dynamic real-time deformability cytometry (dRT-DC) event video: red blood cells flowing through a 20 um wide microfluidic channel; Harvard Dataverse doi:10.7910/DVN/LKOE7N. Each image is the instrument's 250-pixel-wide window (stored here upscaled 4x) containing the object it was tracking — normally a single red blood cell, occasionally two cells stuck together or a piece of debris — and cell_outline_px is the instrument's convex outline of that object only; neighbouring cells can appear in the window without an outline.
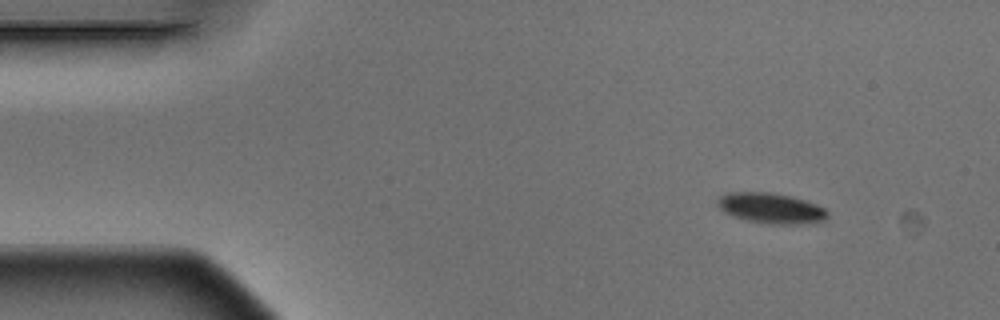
{"species": "Egyptian fruit bat (a non-hibernating species)", "species_latin": "Rousettus aegyptiacus", "temperature_condition": "warm", "stored_images_in_passage": 3, "camera_frame_rate_fps": 3000, "um_per_image_px": 0.085, "animal": {"sex": "male"}, "frame": {"image": 1, "passage_image": 1, "time_ms": 0.0, "image_size_px": [1000, 320], "cell_outline_px": [[828, 216], [824, 220], [800, 224], [768, 224], [748, 220], [732, 216], [724, 212], [716, 204], [716, 200], [720, 196], [728, 192], [772, 192], [792, 196], [816, 204], [824, 208], [828, 212]], "centroid_in_image_um": [65.51, 17.69], "position_along_channel_um": 19.5, "area_um2": 19.59}}
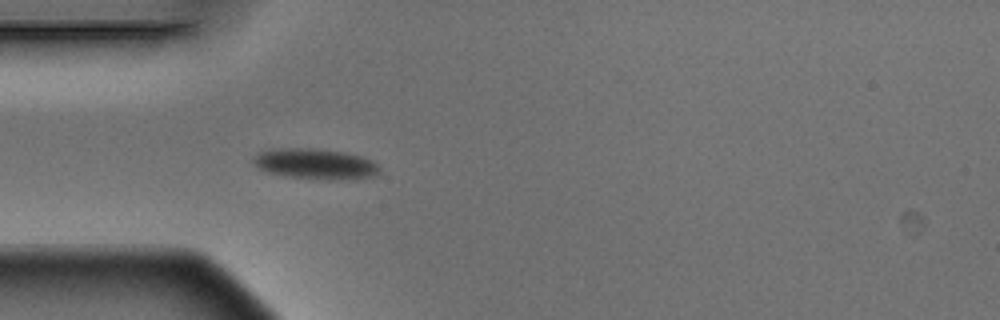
{"frame": {"image": 2, "passage_image": 3, "time_ms": 0.667, "image_size_px": [1000, 320], "cell_outline_px": [[380, 172], [376, 176], [356, 180], [328, 180], [284, 176], [268, 172], [260, 168], [252, 160], [260, 152], [288, 148], [312, 148], [344, 152], [360, 156], [372, 160], [380, 168]], "centroid_in_image_um": [26.91, 13.96], "position_along_channel_um": 58.1, "area_um2": 22.48}}